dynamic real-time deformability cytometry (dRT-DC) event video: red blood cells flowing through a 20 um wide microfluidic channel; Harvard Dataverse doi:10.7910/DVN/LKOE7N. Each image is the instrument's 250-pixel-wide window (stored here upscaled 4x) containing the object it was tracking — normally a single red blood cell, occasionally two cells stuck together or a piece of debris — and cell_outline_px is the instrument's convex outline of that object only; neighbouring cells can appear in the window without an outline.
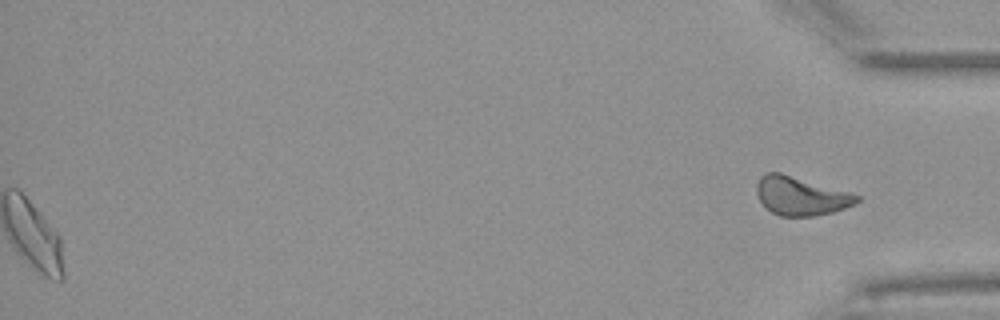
{"species": "Egyptian fruit bat (a non-hibernating species)", "species_latin": "Rousettus aegyptiacus", "temperature_condition": "warm", "stored_images_in_passage": 42, "segment_of_instrument_passage": [2, 2], "camera_frame_rate_fps": 3000, "um_per_image_px": 0.085, "animal": {"sex": "female"}, "frame": {"image": 1, "passage_image": 42, "time_ms": 13.667, "image_size_px": [1000, 320], "cell_outline_px": [[860, 200], [856, 204], [832, 212], [812, 216], [780, 216], [772, 212], [760, 200], [756, 192], [756, 184], [760, 176], [764, 172], [780, 172], [852, 192], [860, 196]], "centroid_in_image_um": [68.08, 16.64], "position_along_channel_um": 367.1, "area_um2": 22.66}}